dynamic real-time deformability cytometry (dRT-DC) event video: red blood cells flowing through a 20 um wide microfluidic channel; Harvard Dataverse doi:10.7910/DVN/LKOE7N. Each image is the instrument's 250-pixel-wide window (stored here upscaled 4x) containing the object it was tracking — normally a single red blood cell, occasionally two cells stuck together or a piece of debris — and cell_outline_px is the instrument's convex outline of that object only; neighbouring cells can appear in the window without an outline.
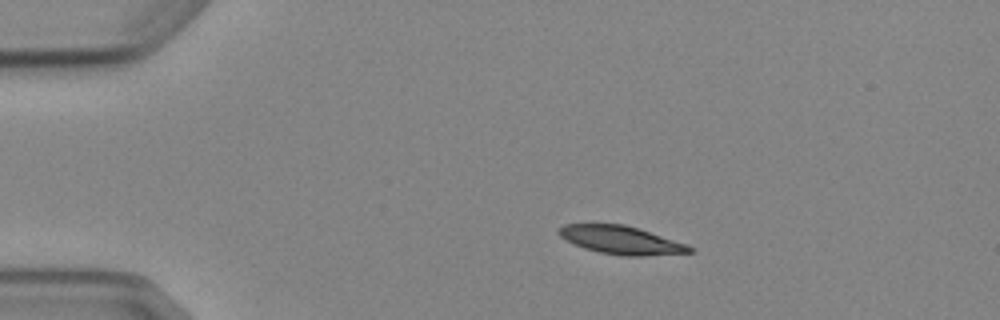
{"species": "Egyptian fruit bat (a non-hibernating species)", "species_latin": "Rousettus aegyptiacus", "temperature_condition": "cold", "stored_images_in_passage": 6, "camera_frame_rate_fps": 3000, "um_per_image_px": 0.085, "animal": {"sex": "female"}, "frame": {"image": 1, "passage_image": 1, "time_ms": 0.0, "image_size_px": [1000, 320], "cell_outline_px": [[692, 252], [644, 256], [624, 256], [600, 252], [584, 248], [560, 236], [556, 232], [556, 228], [564, 224], [624, 224], [688, 244], [692, 248]], "centroid_in_image_um": [52.77, 20.4], "position_along_channel_um": 32.2, "area_um2": 21.27}}
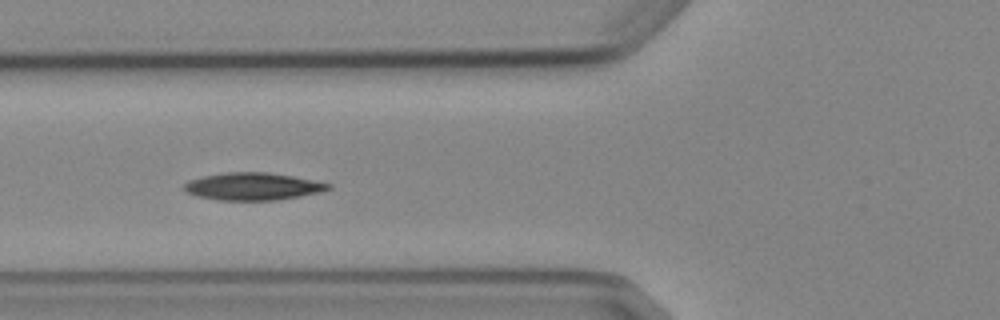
{"frame": {"image": 2, "passage_image": 4, "time_ms": 3.333, "image_size_px": [1000, 320], "cell_outline_px": [[332, 188], [320, 192], [300, 196], [276, 200], [216, 200], [196, 196], [184, 192], [184, 184], [188, 180], [204, 176], [224, 172], [268, 172], [292, 176], [332, 184]], "centroid_in_image_um": [21.46, 15.85], "position_along_channel_um": 104.3, "area_um2": 23.12}}
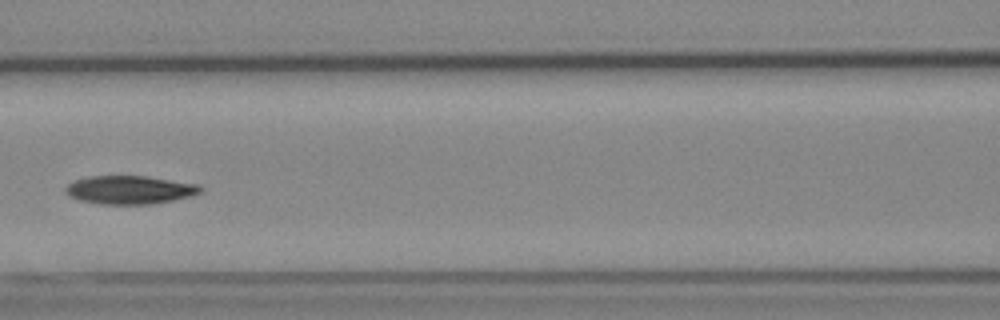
{"frame": {"image": 3, "passage_image": 5, "time_ms": 4.667, "image_size_px": [1000, 320], "cell_outline_px": [[204, 188], [200, 192], [188, 196], [172, 200], [152, 204], [100, 204], [80, 200], [68, 196], [64, 192], [64, 188], [68, 184], [76, 180], [88, 176], [148, 176], [200, 184]], "centroid_in_image_um": [11.02, 16.13], "position_along_channel_um": 155.6, "area_um2": 22.37}}